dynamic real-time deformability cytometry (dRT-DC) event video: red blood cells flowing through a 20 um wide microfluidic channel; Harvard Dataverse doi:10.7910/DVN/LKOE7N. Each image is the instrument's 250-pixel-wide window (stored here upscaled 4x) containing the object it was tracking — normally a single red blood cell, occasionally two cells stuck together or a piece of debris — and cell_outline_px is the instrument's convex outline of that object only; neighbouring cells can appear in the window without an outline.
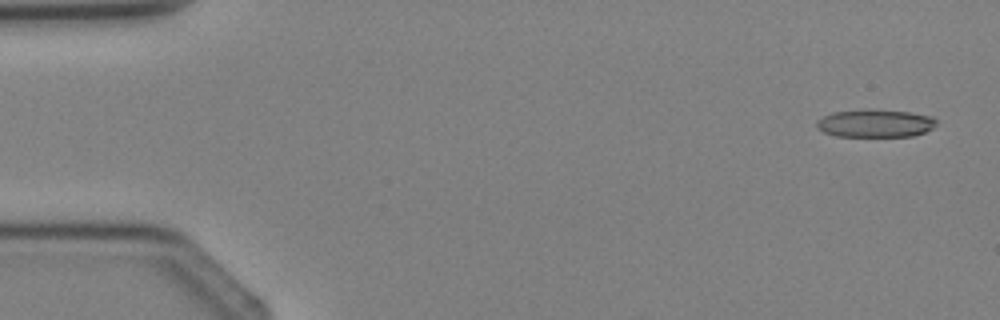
{"species": "Egyptian fruit bat (a non-hibernating species)", "species_latin": "Rousettus aegyptiacus", "temperature_condition": "cold", "stored_images_in_passage": 3, "camera_frame_rate_fps": 3000, "um_per_image_px": 0.085, "animal": {"sex": "female"}, "frame": {"image": 1, "passage_image": 1, "time_ms": 0.0, "image_size_px": [1000, 320], "cell_outline_px": [[936, 124], [932, 128], [924, 132], [912, 136], [836, 136], [824, 132], [816, 124], [816, 120], [832, 112], [912, 112], [932, 116], [936, 120]], "centroid_in_image_um": [74.43, 10.52], "position_along_channel_um": 10.6, "area_um2": 18.44}}
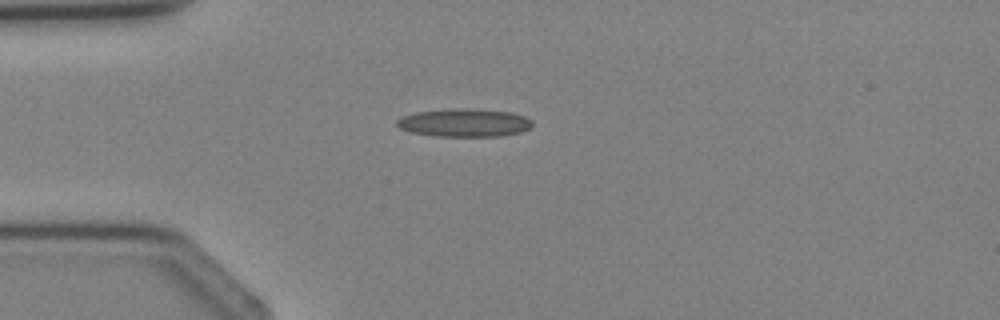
{"frame": {"image": 2, "passage_image": 3, "time_ms": 2.667, "image_size_px": [1000, 320], "cell_outline_px": [[532, 124], [528, 128], [520, 132], [500, 136], [436, 136], [412, 132], [400, 128], [396, 124], [396, 120], [404, 116], [416, 112], [448, 108], [468, 108], [512, 112], [524, 116], [532, 120]], "centroid_in_image_um": [39.47, 10.42], "position_along_channel_um": 45.5, "area_um2": 22.14}}